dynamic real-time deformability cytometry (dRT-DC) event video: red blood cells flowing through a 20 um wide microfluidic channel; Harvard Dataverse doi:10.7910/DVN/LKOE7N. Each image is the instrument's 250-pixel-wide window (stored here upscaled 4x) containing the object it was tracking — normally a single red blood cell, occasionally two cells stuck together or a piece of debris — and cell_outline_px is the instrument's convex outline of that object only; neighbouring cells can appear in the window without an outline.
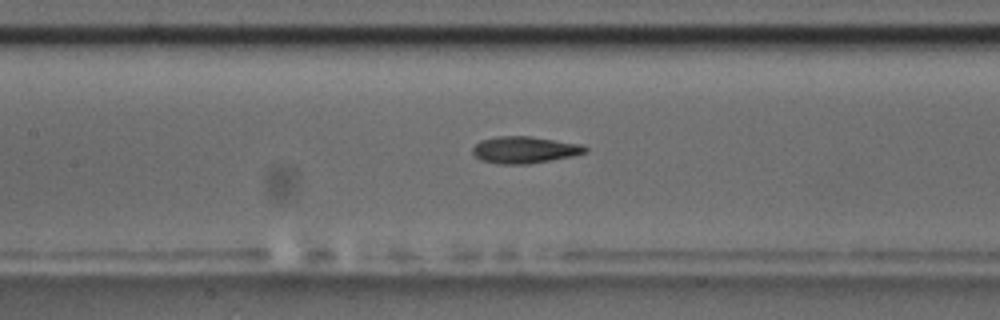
{"species": "common noctule bat (a hibernating species)", "species_latin": "Nyctalus noctula", "temperature_condition": "room temperature", "stored_images_in_passage": 37, "camera_frame_rate_fps": 3000, "um_per_image_px": 0.085, "animal": {"sex": "male", "body_mass_g": 17.5, "forearm_length_mm": 52.3}, "frame": {"image": 1, "passage_image": 6, "time_ms": 1.667, "image_size_px": [1000, 320], "cell_outline_px": [[588, 152], [572, 156], [528, 164], [500, 164], [480, 160], [472, 152], [472, 148], [480, 140], [496, 136], [532, 136], [580, 144], [588, 148]], "centroid_in_image_um": [44.58, 12.73], "position_along_channel_um": 162.8, "area_um2": 17.63}}
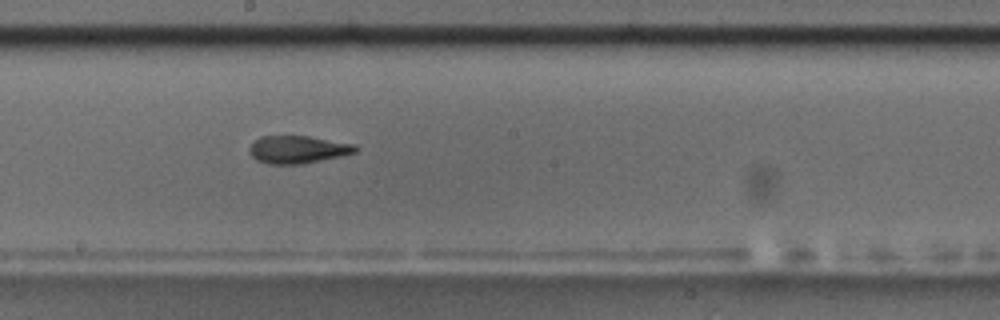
{"frame": {"image": 2, "passage_image": 11, "time_ms": 3.333, "image_size_px": [1000, 320], "cell_outline_px": [[360, 148], [356, 152], [340, 156], [304, 164], [268, 164], [256, 160], [252, 156], [252, 144], [260, 136], [308, 136], [356, 144]], "centroid_in_image_um": [25.38, 12.71], "position_along_channel_um": 222.8, "area_um2": 16.99}, "authors_computed_cell_mechanics": {"area_um2": 17.2822, "velocity_mm_per_s": 3.6303, "shape_relaxation_time_tau1_ms": 3.8222, "shape_relaxation_time_tau2_ms": 1.8115, "deformation_change_tau1": 0.129, "deformation_change_tau2": 0.08}}